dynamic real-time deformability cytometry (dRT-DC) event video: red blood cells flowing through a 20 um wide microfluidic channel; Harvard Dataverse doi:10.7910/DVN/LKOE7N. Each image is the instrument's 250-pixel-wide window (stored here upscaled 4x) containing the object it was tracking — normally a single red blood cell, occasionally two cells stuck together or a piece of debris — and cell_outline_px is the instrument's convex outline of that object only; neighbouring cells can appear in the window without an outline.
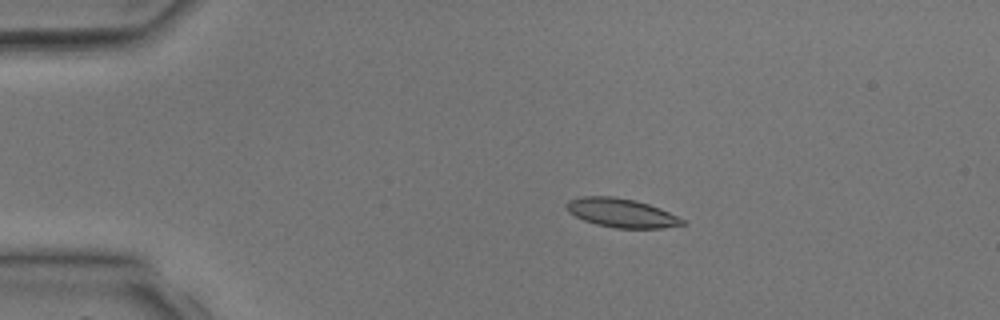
{"species": "common noctule bat (a hibernating species)", "species_latin": "Nyctalus noctula", "temperature_condition": "room temperature", "stored_images_in_passage": 4, "camera_frame_rate_fps": 3000, "um_per_image_px": 0.085, "animal": {"sex": "male", "body_mass_g": 17.9, "forearm_length_mm": 54.2}, "frame": {"image": 1, "passage_image": 3, "time_ms": 2.667, "image_size_px": [1000, 320], "cell_outline_px": [[688, 224], [664, 228], [616, 228], [596, 224], [584, 220], [568, 212], [564, 204], [568, 200], [580, 196], [612, 196], [636, 200], [660, 208], [684, 220]], "centroid_in_image_um": [52.8, 18.09], "position_along_channel_um": 32.2, "area_um2": 19.59}}